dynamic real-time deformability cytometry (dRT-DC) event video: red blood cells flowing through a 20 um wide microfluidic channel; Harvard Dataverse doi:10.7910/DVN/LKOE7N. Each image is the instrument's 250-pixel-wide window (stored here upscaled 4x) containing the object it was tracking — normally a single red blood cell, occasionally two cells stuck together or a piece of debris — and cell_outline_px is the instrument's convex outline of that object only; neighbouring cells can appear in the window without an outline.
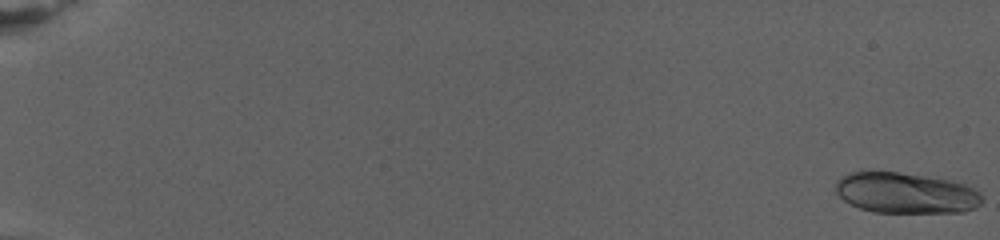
{"species": "human", "species_latin": "Homo sapiens", "temperature_condition": "warm", "stored_images_in_passage": 18, "camera_frame_rate_fps": 3000, "um_per_image_px": 0.085, "donor": {"sex": "female"}, "frame": {"image": 1, "passage_image": 1, "time_ms": 0.0, "image_size_px": [1000, 240], "cell_outline_px": [[980, 204], [976, 208], [964, 212], [872, 212], [860, 208], [844, 200], [836, 192], [836, 180], [852, 172], [896, 172], [924, 176], [948, 180], [964, 184], [980, 192]], "centroid_in_image_um": [76.99, 16.41], "position_along_channel_um": 8.0, "area_um2": 34.33}}
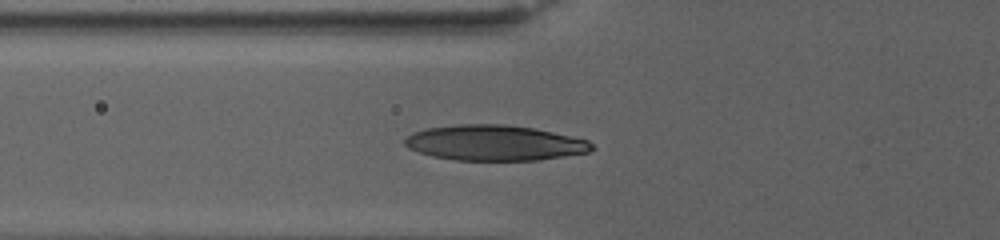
{"frame": {"image": 2, "passage_image": 14, "time_ms": 10.667, "image_size_px": [1000, 240], "cell_outline_px": [[596, 148], [588, 152], [536, 160], [456, 160], [432, 156], [408, 148], [404, 144], [404, 140], [412, 132], [424, 128], [456, 124], [504, 124], [536, 128], [588, 140]], "centroid_in_image_um": [42.02, 12.13], "position_along_channel_um": 83.8, "area_um2": 38.67}}
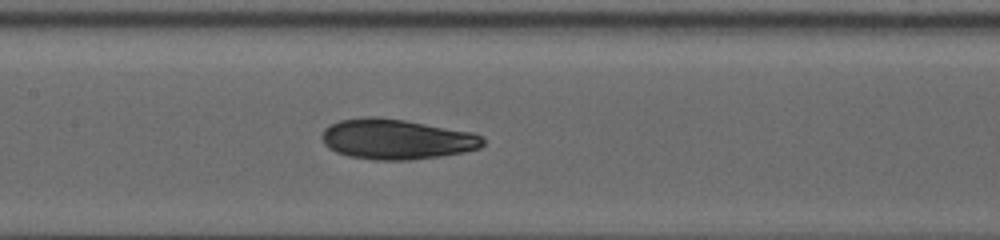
{"frame": {"image": 3, "passage_image": 18, "time_ms": 14.0, "image_size_px": [1000, 240], "cell_outline_px": [[484, 144], [480, 148], [440, 156], [408, 160], [376, 160], [348, 156], [336, 152], [328, 148], [324, 144], [324, 128], [328, 124], [340, 120], [368, 116], [372, 116], [404, 120], [472, 132], [484, 136]], "centroid_in_image_um": [33.69, 11.83], "position_along_channel_um": 173.7, "area_um2": 37.63}}